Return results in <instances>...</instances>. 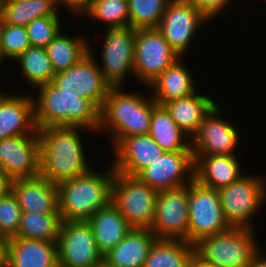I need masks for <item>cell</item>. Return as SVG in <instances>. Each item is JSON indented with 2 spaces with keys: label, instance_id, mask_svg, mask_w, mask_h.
Here are the masks:
<instances>
[{
  "label": "cell",
  "instance_id": "cell-16",
  "mask_svg": "<svg viewBox=\"0 0 266 267\" xmlns=\"http://www.w3.org/2000/svg\"><path fill=\"white\" fill-rule=\"evenodd\" d=\"M194 166L192 151H165L136 176L159 192L190 184L194 180Z\"/></svg>",
  "mask_w": 266,
  "mask_h": 267
},
{
  "label": "cell",
  "instance_id": "cell-21",
  "mask_svg": "<svg viewBox=\"0 0 266 267\" xmlns=\"http://www.w3.org/2000/svg\"><path fill=\"white\" fill-rule=\"evenodd\" d=\"M22 212L59 213L58 186L41 175L12 181Z\"/></svg>",
  "mask_w": 266,
  "mask_h": 267
},
{
  "label": "cell",
  "instance_id": "cell-23",
  "mask_svg": "<svg viewBox=\"0 0 266 267\" xmlns=\"http://www.w3.org/2000/svg\"><path fill=\"white\" fill-rule=\"evenodd\" d=\"M156 240L150 229L131 228L126 236L104 255V262L111 267H143Z\"/></svg>",
  "mask_w": 266,
  "mask_h": 267
},
{
  "label": "cell",
  "instance_id": "cell-38",
  "mask_svg": "<svg viewBox=\"0 0 266 267\" xmlns=\"http://www.w3.org/2000/svg\"><path fill=\"white\" fill-rule=\"evenodd\" d=\"M194 5L210 22L230 7L232 0H185ZM230 3V4H229ZM221 13V14H220Z\"/></svg>",
  "mask_w": 266,
  "mask_h": 267
},
{
  "label": "cell",
  "instance_id": "cell-30",
  "mask_svg": "<svg viewBox=\"0 0 266 267\" xmlns=\"http://www.w3.org/2000/svg\"><path fill=\"white\" fill-rule=\"evenodd\" d=\"M194 245L185 240L157 239L143 267H189Z\"/></svg>",
  "mask_w": 266,
  "mask_h": 267
},
{
  "label": "cell",
  "instance_id": "cell-12",
  "mask_svg": "<svg viewBox=\"0 0 266 267\" xmlns=\"http://www.w3.org/2000/svg\"><path fill=\"white\" fill-rule=\"evenodd\" d=\"M150 230L157 239L189 243L188 185L158 192Z\"/></svg>",
  "mask_w": 266,
  "mask_h": 267
},
{
  "label": "cell",
  "instance_id": "cell-14",
  "mask_svg": "<svg viewBox=\"0 0 266 267\" xmlns=\"http://www.w3.org/2000/svg\"><path fill=\"white\" fill-rule=\"evenodd\" d=\"M92 47L89 41V53L68 70L56 73L52 83L57 88L76 90L79 96L90 100L101 110L112 85L99 69L95 59L97 54L93 53Z\"/></svg>",
  "mask_w": 266,
  "mask_h": 267
},
{
  "label": "cell",
  "instance_id": "cell-1",
  "mask_svg": "<svg viewBox=\"0 0 266 267\" xmlns=\"http://www.w3.org/2000/svg\"><path fill=\"white\" fill-rule=\"evenodd\" d=\"M82 127L50 126L38 129L40 175L53 184L84 175L92 169L80 131ZM89 164V165H88Z\"/></svg>",
  "mask_w": 266,
  "mask_h": 267
},
{
  "label": "cell",
  "instance_id": "cell-18",
  "mask_svg": "<svg viewBox=\"0 0 266 267\" xmlns=\"http://www.w3.org/2000/svg\"><path fill=\"white\" fill-rule=\"evenodd\" d=\"M115 172L136 176L165 152L149 134L122 138L113 148Z\"/></svg>",
  "mask_w": 266,
  "mask_h": 267
},
{
  "label": "cell",
  "instance_id": "cell-10",
  "mask_svg": "<svg viewBox=\"0 0 266 267\" xmlns=\"http://www.w3.org/2000/svg\"><path fill=\"white\" fill-rule=\"evenodd\" d=\"M181 56L168 44L157 28H139L135 34L134 77L151 85ZM147 84V85H146Z\"/></svg>",
  "mask_w": 266,
  "mask_h": 267
},
{
  "label": "cell",
  "instance_id": "cell-17",
  "mask_svg": "<svg viewBox=\"0 0 266 267\" xmlns=\"http://www.w3.org/2000/svg\"><path fill=\"white\" fill-rule=\"evenodd\" d=\"M0 170L12 180L40 175L39 135L0 140Z\"/></svg>",
  "mask_w": 266,
  "mask_h": 267
},
{
  "label": "cell",
  "instance_id": "cell-33",
  "mask_svg": "<svg viewBox=\"0 0 266 267\" xmlns=\"http://www.w3.org/2000/svg\"><path fill=\"white\" fill-rule=\"evenodd\" d=\"M88 19L107 24V28H124L129 26L128 1L124 0H92L87 12Z\"/></svg>",
  "mask_w": 266,
  "mask_h": 267
},
{
  "label": "cell",
  "instance_id": "cell-44",
  "mask_svg": "<svg viewBox=\"0 0 266 267\" xmlns=\"http://www.w3.org/2000/svg\"><path fill=\"white\" fill-rule=\"evenodd\" d=\"M98 267H111V266H109L107 263L103 261Z\"/></svg>",
  "mask_w": 266,
  "mask_h": 267
},
{
  "label": "cell",
  "instance_id": "cell-9",
  "mask_svg": "<svg viewBox=\"0 0 266 267\" xmlns=\"http://www.w3.org/2000/svg\"><path fill=\"white\" fill-rule=\"evenodd\" d=\"M135 34L130 26L106 29L99 52L102 62L97 64L112 87H124L127 76H134Z\"/></svg>",
  "mask_w": 266,
  "mask_h": 267
},
{
  "label": "cell",
  "instance_id": "cell-4",
  "mask_svg": "<svg viewBox=\"0 0 266 267\" xmlns=\"http://www.w3.org/2000/svg\"><path fill=\"white\" fill-rule=\"evenodd\" d=\"M108 168L107 174L91 169L57 185L62 221H87L111 203L115 171L112 165Z\"/></svg>",
  "mask_w": 266,
  "mask_h": 267
},
{
  "label": "cell",
  "instance_id": "cell-7",
  "mask_svg": "<svg viewBox=\"0 0 266 267\" xmlns=\"http://www.w3.org/2000/svg\"><path fill=\"white\" fill-rule=\"evenodd\" d=\"M158 191L137 176L115 172L111 203L131 228L150 229L155 215Z\"/></svg>",
  "mask_w": 266,
  "mask_h": 267
},
{
  "label": "cell",
  "instance_id": "cell-13",
  "mask_svg": "<svg viewBox=\"0 0 266 267\" xmlns=\"http://www.w3.org/2000/svg\"><path fill=\"white\" fill-rule=\"evenodd\" d=\"M209 22L191 3L185 0H171L157 29L171 48L183 57L191 47L194 35Z\"/></svg>",
  "mask_w": 266,
  "mask_h": 267
},
{
  "label": "cell",
  "instance_id": "cell-20",
  "mask_svg": "<svg viewBox=\"0 0 266 267\" xmlns=\"http://www.w3.org/2000/svg\"><path fill=\"white\" fill-rule=\"evenodd\" d=\"M57 243L30 238H9L0 267H57Z\"/></svg>",
  "mask_w": 266,
  "mask_h": 267
},
{
  "label": "cell",
  "instance_id": "cell-45",
  "mask_svg": "<svg viewBox=\"0 0 266 267\" xmlns=\"http://www.w3.org/2000/svg\"><path fill=\"white\" fill-rule=\"evenodd\" d=\"M0 1H22V0H0Z\"/></svg>",
  "mask_w": 266,
  "mask_h": 267
},
{
  "label": "cell",
  "instance_id": "cell-8",
  "mask_svg": "<svg viewBox=\"0 0 266 267\" xmlns=\"http://www.w3.org/2000/svg\"><path fill=\"white\" fill-rule=\"evenodd\" d=\"M188 215L192 245L231 228L224 216L218 190L201 185L195 179L188 184Z\"/></svg>",
  "mask_w": 266,
  "mask_h": 267
},
{
  "label": "cell",
  "instance_id": "cell-19",
  "mask_svg": "<svg viewBox=\"0 0 266 267\" xmlns=\"http://www.w3.org/2000/svg\"><path fill=\"white\" fill-rule=\"evenodd\" d=\"M23 135H39L33 94L0 92V140Z\"/></svg>",
  "mask_w": 266,
  "mask_h": 267
},
{
  "label": "cell",
  "instance_id": "cell-39",
  "mask_svg": "<svg viewBox=\"0 0 266 267\" xmlns=\"http://www.w3.org/2000/svg\"><path fill=\"white\" fill-rule=\"evenodd\" d=\"M91 2L92 0H56V8L59 12L61 10L60 8L64 6L73 15L82 17L89 9Z\"/></svg>",
  "mask_w": 266,
  "mask_h": 267
},
{
  "label": "cell",
  "instance_id": "cell-28",
  "mask_svg": "<svg viewBox=\"0 0 266 267\" xmlns=\"http://www.w3.org/2000/svg\"><path fill=\"white\" fill-rule=\"evenodd\" d=\"M54 73L68 70L89 53V42L84 35L72 36L61 29L45 47Z\"/></svg>",
  "mask_w": 266,
  "mask_h": 267
},
{
  "label": "cell",
  "instance_id": "cell-25",
  "mask_svg": "<svg viewBox=\"0 0 266 267\" xmlns=\"http://www.w3.org/2000/svg\"><path fill=\"white\" fill-rule=\"evenodd\" d=\"M87 222L93 230L96 245L103 256L131 230L127 220L112 203L99 209Z\"/></svg>",
  "mask_w": 266,
  "mask_h": 267
},
{
  "label": "cell",
  "instance_id": "cell-27",
  "mask_svg": "<svg viewBox=\"0 0 266 267\" xmlns=\"http://www.w3.org/2000/svg\"><path fill=\"white\" fill-rule=\"evenodd\" d=\"M148 134L164 151H192L191 139L175 123L170 112L163 105L156 104L152 108Z\"/></svg>",
  "mask_w": 266,
  "mask_h": 267
},
{
  "label": "cell",
  "instance_id": "cell-41",
  "mask_svg": "<svg viewBox=\"0 0 266 267\" xmlns=\"http://www.w3.org/2000/svg\"><path fill=\"white\" fill-rule=\"evenodd\" d=\"M189 267H218L213 263L207 262L201 258L195 251L190 259Z\"/></svg>",
  "mask_w": 266,
  "mask_h": 267
},
{
  "label": "cell",
  "instance_id": "cell-42",
  "mask_svg": "<svg viewBox=\"0 0 266 267\" xmlns=\"http://www.w3.org/2000/svg\"><path fill=\"white\" fill-rule=\"evenodd\" d=\"M266 255L259 249L253 256L250 267H266Z\"/></svg>",
  "mask_w": 266,
  "mask_h": 267
},
{
  "label": "cell",
  "instance_id": "cell-5",
  "mask_svg": "<svg viewBox=\"0 0 266 267\" xmlns=\"http://www.w3.org/2000/svg\"><path fill=\"white\" fill-rule=\"evenodd\" d=\"M255 229L231 227L229 230L200 239L195 252L218 267H250L260 249Z\"/></svg>",
  "mask_w": 266,
  "mask_h": 267
},
{
  "label": "cell",
  "instance_id": "cell-26",
  "mask_svg": "<svg viewBox=\"0 0 266 267\" xmlns=\"http://www.w3.org/2000/svg\"><path fill=\"white\" fill-rule=\"evenodd\" d=\"M198 92L164 105L175 123L190 139L197 133L204 117L217 104L210 96Z\"/></svg>",
  "mask_w": 266,
  "mask_h": 267
},
{
  "label": "cell",
  "instance_id": "cell-15",
  "mask_svg": "<svg viewBox=\"0 0 266 267\" xmlns=\"http://www.w3.org/2000/svg\"><path fill=\"white\" fill-rule=\"evenodd\" d=\"M223 106L218 103L204 117L197 133L192 137L193 155H236L240 136L236 126L222 118ZM221 112V113H220Z\"/></svg>",
  "mask_w": 266,
  "mask_h": 267
},
{
  "label": "cell",
  "instance_id": "cell-40",
  "mask_svg": "<svg viewBox=\"0 0 266 267\" xmlns=\"http://www.w3.org/2000/svg\"><path fill=\"white\" fill-rule=\"evenodd\" d=\"M12 179L0 170V199L12 191Z\"/></svg>",
  "mask_w": 266,
  "mask_h": 267
},
{
  "label": "cell",
  "instance_id": "cell-31",
  "mask_svg": "<svg viewBox=\"0 0 266 267\" xmlns=\"http://www.w3.org/2000/svg\"><path fill=\"white\" fill-rule=\"evenodd\" d=\"M14 62L20 66L21 72L34 90L39 86L52 82L55 73L44 47H29Z\"/></svg>",
  "mask_w": 266,
  "mask_h": 267
},
{
  "label": "cell",
  "instance_id": "cell-6",
  "mask_svg": "<svg viewBox=\"0 0 266 267\" xmlns=\"http://www.w3.org/2000/svg\"><path fill=\"white\" fill-rule=\"evenodd\" d=\"M265 177L245 173L218 190L224 216L231 227L254 229L252 219L266 202Z\"/></svg>",
  "mask_w": 266,
  "mask_h": 267
},
{
  "label": "cell",
  "instance_id": "cell-2",
  "mask_svg": "<svg viewBox=\"0 0 266 267\" xmlns=\"http://www.w3.org/2000/svg\"><path fill=\"white\" fill-rule=\"evenodd\" d=\"M33 95L37 129L50 126L82 127L94 134L100 126V110L76 90L57 88L52 82L39 86Z\"/></svg>",
  "mask_w": 266,
  "mask_h": 267
},
{
  "label": "cell",
  "instance_id": "cell-36",
  "mask_svg": "<svg viewBox=\"0 0 266 267\" xmlns=\"http://www.w3.org/2000/svg\"><path fill=\"white\" fill-rule=\"evenodd\" d=\"M61 12L32 20L27 27V34L32 47H46L63 29Z\"/></svg>",
  "mask_w": 266,
  "mask_h": 267
},
{
  "label": "cell",
  "instance_id": "cell-37",
  "mask_svg": "<svg viewBox=\"0 0 266 267\" xmlns=\"http://www.w3.org/2000/svg\"><path fill=\"white\" fill-rule=\"evenodd\" d=\"M22 209L11 191L0 199V228L8 238L17 234Z\"/></svg>",
  "mask_w": 266,
  "mask_h": 267
},
{
  "label": "cell",
  "instance_id": "cell-32",
  "mask_svg": "<svg viewBox=\"0 0 266 267\" xmlns=\"http://www.w3.org/2000/svg\"><path fill=\"white\" fill-rule=\"evenodd\" d=\"M60 213L22 212L20 225L14 237L58 241L61 228Z\"/></svg>",
  "mask_w": 266,
  "mask_h": 267
},
{
  "label": "cell",
  "instance_id": "cell-34",
  "mask_svg": "<svg viewBox=\"0 0 266 267\" xmlns=\"http://www.w3.org/2000/svg\"><path fill=\"white\" fill-rule=\"evenodd\" d=\"M171 0H128L129 26L157 28Z\"/></svg>",
  "mask_w": 266,
  "mask_h": 267
},
{
  "label": "cell",
  "instance_id": "cell-24",
  "mask_svg": "<svg viewBox=\"0 0 266 267\" xmlns=\"http://www.w3.org/2000/svg\"><path fill=\"white\" fill-rule=\"evenodd\" d=\"M182 59L183 57L169 66L148 86V89L153 90L150 92L156 104L164 106L170 101L189 96L197 91L194 76Z\"/></svg>",
  "mask_w": 266,
  "mask_h": 267
},
{
  "label": "cell",
  "instance_id": "cell-3",
  "mask_svg": "<svg viewBox=\"0 0 266 267\" xmlns=\"http://www.w3.org/2000/svg\"><path fill=\"white\" fill-rule=\"evenodd\" d=\"M121 87H112L100 110L101 130L110 136L112 148L125 137L148 134L150 130L152 108L156 105L152 96L129 92ZM126 91V92H125ZM111 131V132H110Z\"/></svg>",
  "mask_w": 266,
  "mask_h": 267
},
{
  "label": "cell",
  "instance_id": "cell-22",
  "mask_svg": "<svg viewBox=\"0 0 266 267\" xmlns=\"http://www.w3.org/2000/svg\"><path fill=\"white\" fill-rule=\"evenodd\" d=\"M193 158L194 179L215 190L228 186L245 174L237 155H193Z\"/></svg>",
  "mask_w": 266,
  "mask_h": 267
},
{
  "label": "cell",
  "instance_id": "cell-29",
  "mask_svg": "<svg viewBox=\"0 0 266 267\" xmlns=\"http://www.w3.org/2000/svg\"><path fill=\"white\" fill-rule=\"evenodd\" d=\"M57 11L56 0L0 1V20L11 25L26 27L32 20Z\"/></svg>",
  "mask_w": 266,
  "mask_h": 267
},
{
  "label": "cell",
  "instance_id": "cell-43",
  "mask_svg": "<svg viewBox=\"0 0 266 267\" xmlns=\"http://www.w3.org/2000/svg\"><path fill=\"white\" fill-rule=\"evenodd\" d=\"M8 242H9V238L5 235V233L0 228V258L5 253Z\"/></svg>",
  "mask_w": 266,
  "mask_h": 267
},
{
  "label": "cell",
  "instance_id": "cell-11",
  "mask_svg": "<svg viewBox=\"0 0 266 267\" xmlns=\"http://www.w3.org/2000/svg\"><path fill=\"white\" fill-rule=\"evenodd\" d=\"M61 267H98L104 256L99 251L87 221H62L57 241Z\"/></svg>",
  "mask_w": 266,
  "mask_h": 267
},
{
  "label": "cell",
  "instance_id": "cell-35",
  "mask_svg": "<svg viewBox=\"0 0 266 267\" xmlns=\"http://www.w3.org/2000/svg\"><path fill=\"white\" fill-rule=\"evenodd\" d=\"M31 47L27 27L3 23L0 20V59L14 61Z\"/></svg>",
  "mask_w": 266,
  "mask_h": 267
}]
</instances>
